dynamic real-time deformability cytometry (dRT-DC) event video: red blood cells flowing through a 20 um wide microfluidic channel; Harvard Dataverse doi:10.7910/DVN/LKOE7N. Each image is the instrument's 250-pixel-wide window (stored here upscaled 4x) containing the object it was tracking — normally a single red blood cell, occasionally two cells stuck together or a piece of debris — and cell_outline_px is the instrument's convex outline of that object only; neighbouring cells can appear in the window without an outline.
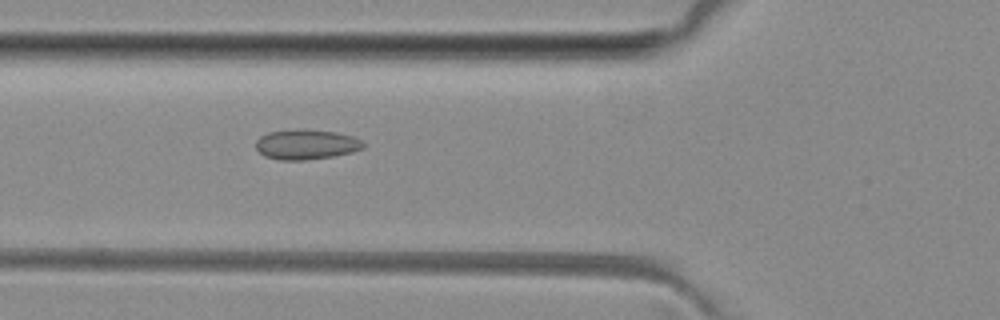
{"species": "common noctule bat (a hibernating species)", "species_latin": "Nyctalus noctula", "temperature_condition": "room temperature", "stored_images_in_passage": 6, "camera_frame_rate_fps": 3000, "um_per_image_px": 0.085, "animal": {"sex": "female", "body_mass_g": 29.2, "forearm_length_mm": 56.3}, "frame": {"image": 1, "passage_image": 6, "time_ms": 6.333, "image_size_px": [1000, 320], "cell_outline_px": [[364, 148], [352, 152], [332, 156], [304, 160], [280, 160], [264, 156], [256, 148], [256, 140], [260, 136], [268, 132], [336, 132], [352, 136], [360, 140], [364, 144]], "centroid_in_image_um": [26.03, 12.33], "position_along_channel_um": 99.8, "area_um2": 17.86}}